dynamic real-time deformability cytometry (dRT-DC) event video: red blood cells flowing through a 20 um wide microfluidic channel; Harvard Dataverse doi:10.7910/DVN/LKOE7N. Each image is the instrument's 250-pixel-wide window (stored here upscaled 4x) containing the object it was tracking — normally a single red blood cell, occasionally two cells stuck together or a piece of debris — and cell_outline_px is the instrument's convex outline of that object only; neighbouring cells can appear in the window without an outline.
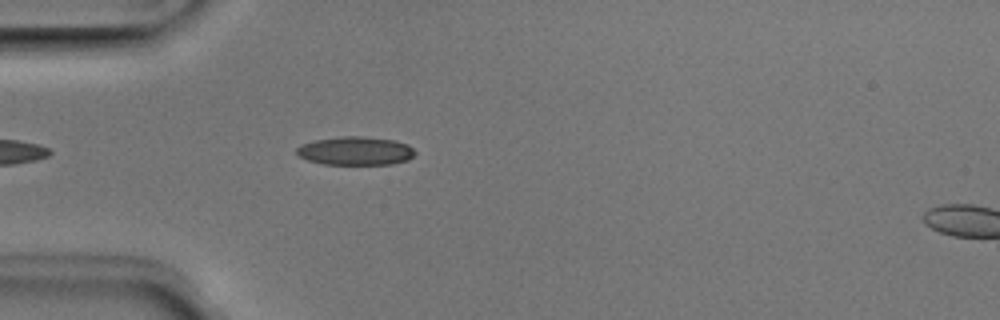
{"species": "Egyptian fruit bat (a non-hibernating species)", "species_latin": "Rousettus aegyptiacus", "temperature_condition": "room temperature", "stored_images_in_passage": 38, "camera_frame_rate_fps": 3000, "um_per_image_px": 0.085, "animal": {"sex": "male"}, "frame": {"image": 1, "passage_image": 2, "time_ms": 0.333, "image_size_px": [1000, 320], "cell_outline_px": [[416, 152], [408, 160], [392, 164], [324, 164], [308, 160], [300, 156], [296, 152], [296, 148], [300, 144], [316, 140], [340, 136], [364, 136], [396, 140], [408, 144]], "centroid_in_image_um": [30.23, 12.81], "position_along_channel_um": 54.8, "area_um2": 19.71}}
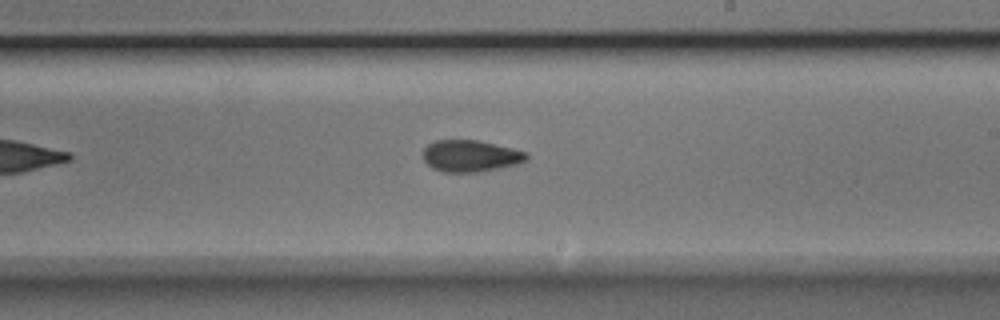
{"frame": {"image": 2, "passage_image": 17, "time_ms": 5.333, "image_size_px": [1000, 320], "cell_outline_px": [[528, 160], [520, 164], [500, 168], [476, 172], [440, 172], [432, 168], [424, 160], [424, 148], [428, 144], [436, 140], [480, 140], [528, 152]], "centroid_in_image_um": [40.03, 13.26], "position_along_channel_um": 249.0, "area_um2": 19.31}}
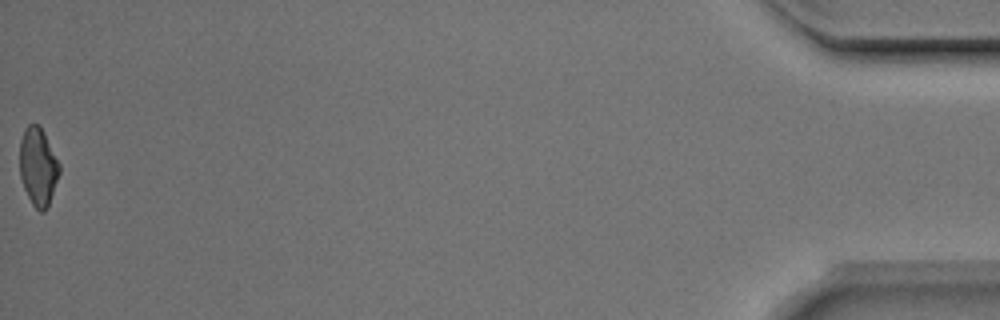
{"frame": {"image": 3, "passage_image": 38, "time_ms": 12.333, "image_size_px": [1000, 320], "cell_outline_px": [[60, 172], [48, 208], [44, 212], [40, 212], [32, 204], [24, 188], [20, 176], [20, 140], [24, 128], [28, 124], [40, 124], [60, 164]], "centroid_in_image_um": [3.24, 14.16], "position_along_channel_um": 432.0, "area_um2": 18.21}, "authors_computed_cell_mechanics": {"area_um2": 19.0451, "velocity_mm_per_s": 4.0292, "shape_relaxation_time_tau1_ms": 3.0399, "shape_relaxation_time_tau2_ms": 2.0031, "deformation_change_tau1": 0.116, "deformation_change_tau2": 0.0751}}